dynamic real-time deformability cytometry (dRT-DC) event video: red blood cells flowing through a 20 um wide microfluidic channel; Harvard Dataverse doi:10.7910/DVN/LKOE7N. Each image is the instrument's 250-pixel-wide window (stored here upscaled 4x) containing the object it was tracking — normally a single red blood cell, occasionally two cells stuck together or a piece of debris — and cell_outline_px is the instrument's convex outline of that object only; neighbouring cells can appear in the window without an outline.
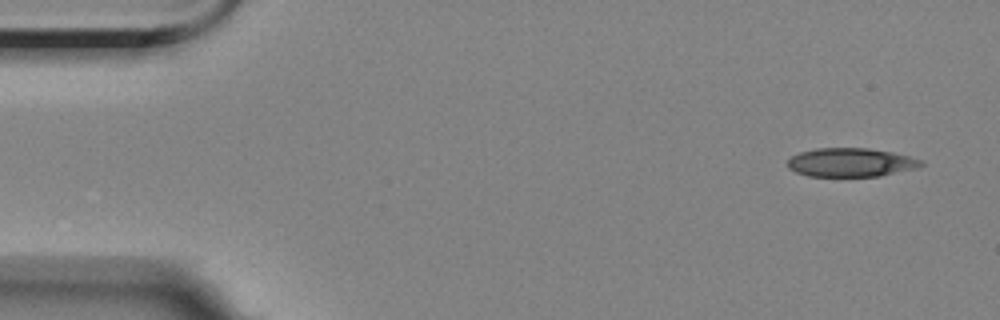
{"species": "Egyptian fruit bat (a non-hibernating species)", "species_latin": "Rousettus aegyptiacus", "temperature_condition": "room temperature", "stored_images_in_passage": 4, "camera_frame_rate_fps": 3000, "um_per_image_px": 0.085, "animal": {"sex": "female"}, "frame": {"image": 1, "passage_image": 1, "time_ms": 0.0, "image_size_px": [1000, 320], "cell_outline_px": [[924, 164], [916, 168], [880, 176], [808, 176], [796, 172], [788, 168], [788, 160], [792, 156], [800, 152], [816, 148], [868, 148], [892, 152], [924, 160]], "centroid_in_image_um": [72.33, 13.8], "position_along_channel_um": 12.7, "area_um2": 22.31}}
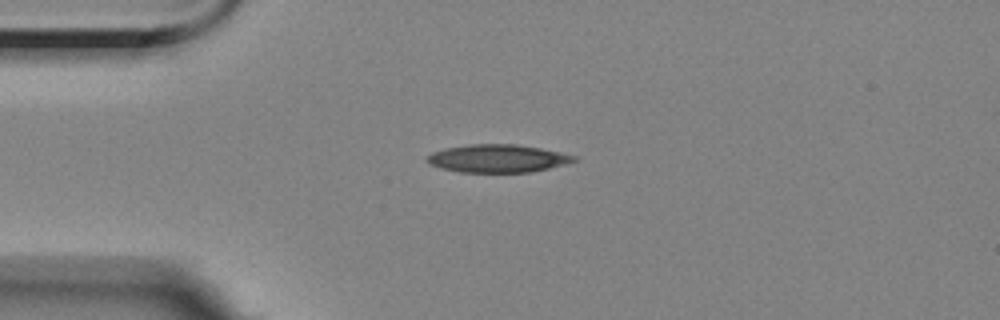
{"frame": {"image": 2, "passage_image": 4, "time_ms": 3.333, "image_size_px": [1000, 320], "cell_outline_px": [[576, 160], [564, 164], [548, 168], [528, 172], [460, 172], [440, 168], [428, 164], [424, 160], [432, 152], [448, 148], [472, 144], [516, 144], [540, 148], [560, 152], [576, 156]], "centroid_in_image_um": [42.26, 13.47], "position_along_channel_um": 42.7, "area_um2": 23.7}}